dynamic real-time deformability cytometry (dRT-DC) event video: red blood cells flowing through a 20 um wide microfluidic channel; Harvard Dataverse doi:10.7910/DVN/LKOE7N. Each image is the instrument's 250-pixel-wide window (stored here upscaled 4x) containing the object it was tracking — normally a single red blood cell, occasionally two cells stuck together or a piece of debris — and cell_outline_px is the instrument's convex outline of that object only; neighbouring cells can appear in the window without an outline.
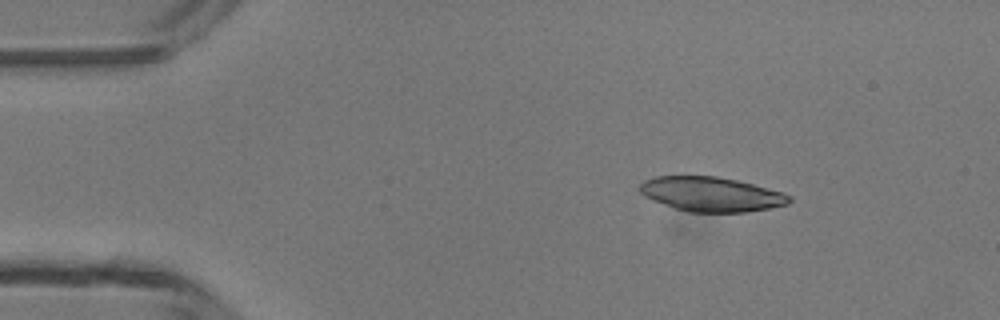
{"species": "common noctule bat (a hibernating species)", "species_latin": "Nyctalus noctula", "temperature_condition": "room temperature", "stored_images_in_passage": 3, "camera_frame_rate_fps": 3000, "um_per_image_px": 0.085, "animal": {"sex": "male", "body_mass_g": 13.3}, "frame": {"image": 1, "passage_image": 2, "time_ms": 1.333, "image_size_px": [1000, 320], "cell_outline_px": [[792, 200], [788, 204], [772, 208], [748, 212], [688, 212], [652, 200], [644, 196], [640, 192], [640, 184], [644, 180], [656, 176], [716, 176], [736, 180], [784, 192], [792, 196]], "centroid_in_image_um": [60.49, 16.51], "position_along_channel_um": 24.5, "area_um2": 30.17}}